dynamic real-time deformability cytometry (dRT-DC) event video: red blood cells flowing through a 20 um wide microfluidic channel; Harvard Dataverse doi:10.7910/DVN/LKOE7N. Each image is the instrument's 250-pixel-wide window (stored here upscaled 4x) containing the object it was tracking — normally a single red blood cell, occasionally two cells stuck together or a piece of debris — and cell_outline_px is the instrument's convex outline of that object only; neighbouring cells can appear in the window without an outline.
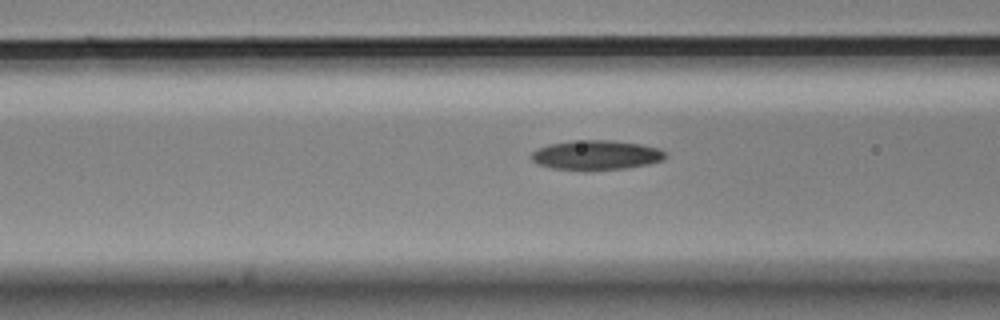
{"species": "Egyptian fruit bat (a non-hibernating species)", "species_latin": "Rousettus aegyptiacus", "temperature_condition": "cold", "stored_images_in_passage": 31, "camera_frame_rate_fps": 3000, "um_per_image_px": 0.085, "animal": {"sex": "male"}, "frame": {"image": 1, "passage_image": 9, "time_ms": 2.667, "image_size_px": [1000, 320], "cell_outline_px": [[668, 156], [664, 160], [648, 164], [624, 168], [552, 168], [540, 164], [532, 160], [532, 152], [536, 148], [548, 144], [572, 140], [612, 140], [640, 144], [660, 148]], "centroid_in_image_um": [50.71, 13.14], "position_along_channel_um": 115.9, "area_um2": 22.54}}
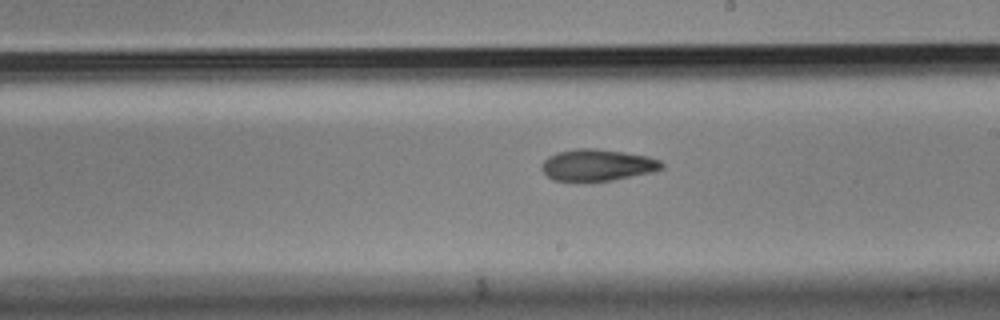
{"frame": {"image": 2, "passage_image": 19, "time_ms": 6.0, "image_size_px": [1000, 320], "cell_outline_px": [[664, 168], [652, 172], [612, 180], [552, 180], [540, 168], [540, 164], [548, 156], [556, 152], [576, 148], [596, 148], [624, 152], [648, 156], [660, 160], [664, 164]], "centroid_in_image_um": [50.77, 14.0], "position_along_channel_um": 238.2, "area_um2": 22.08}}
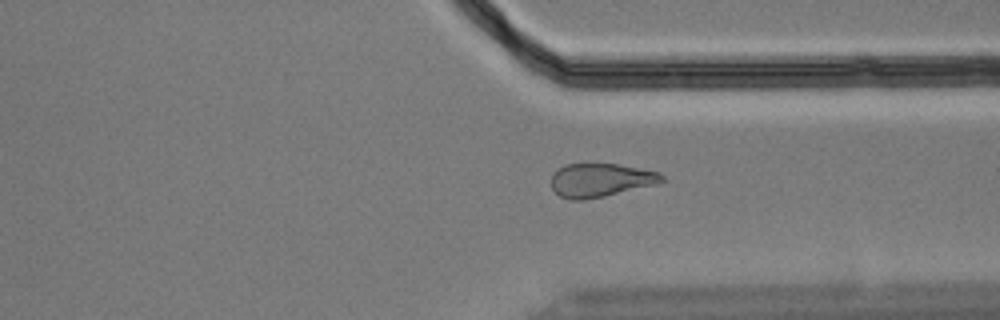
{"frame": {"image": 3, "passage_image": 29, "time_ms": 9.333, "image_size_px": [1000, 320], "cell_outline_px": [[664, 180], [656, 184], [604, 196], [584, 200], [572, 200], [560, 196], [552, 188], [552, 172], [556, 168], [564, 164], [616, 164], [640, 168], [660, 172], [664, 176]], "centroid_in_image_um": [51.02, 15.3], "position_along_channel_um": 360.4, "area_um2": 21.62}}